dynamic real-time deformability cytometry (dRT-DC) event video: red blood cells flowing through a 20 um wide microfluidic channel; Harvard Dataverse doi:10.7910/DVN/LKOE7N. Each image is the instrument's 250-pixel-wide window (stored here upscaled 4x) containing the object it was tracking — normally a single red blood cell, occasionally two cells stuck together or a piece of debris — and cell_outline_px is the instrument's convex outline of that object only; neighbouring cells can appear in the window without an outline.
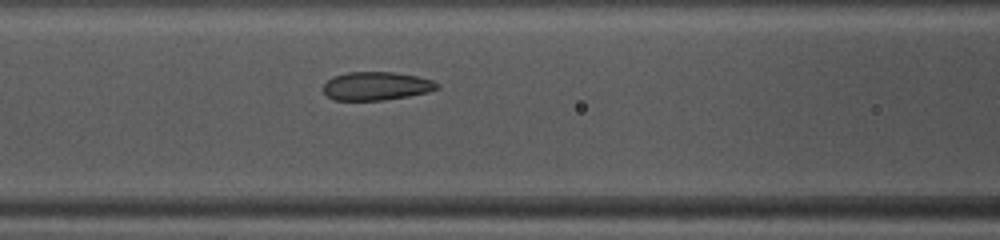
{"species": "common noctule bat (a hibernating species)", "species_latin": "Nyctalus noctula", "temperature_condition": "warm", "stored_images_in_passage": 39, "camera_frame_rate_fps": 3000, "um_per_image_px": 0.085, "animal": {"sex": "female", "body_mass_g": 10.0, "forearm_length_mm": 53.1}, "frame": {"image": 1, "passage_image": 10, "time_ms": 3.0, "image_size_px": [1000, 240], "cell_outline_px": [[440, 88], [428, 92], [408, 96], [384, 100], [332, 100], [324, 92], [324, 84], [332, 76], [348, 72], [392, 72], [416, 76], [432, 80], [440, 84]], "centroid_in_image_um": [31.99, 7.31], "position_along_channel_um": 134.6, "area_um2": 18.84}}
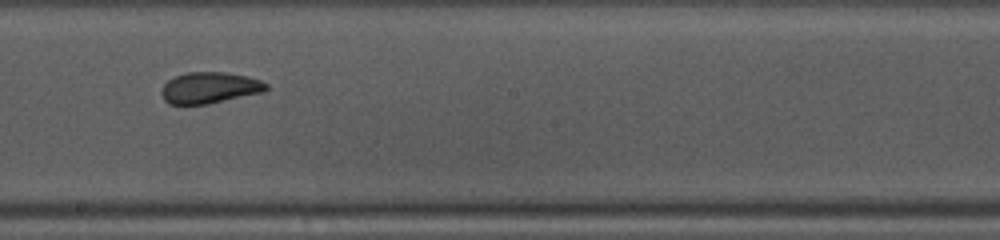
{"frame": {"image": 2, "passage_image": 17, "time_ms": 5.333, "image_size_px": [1000, 240], "cell_outline_px": [[268, 88], [264, 92], [208, 104], [168, 104], [164, 100], [160, 92], [164, 84], [168, 80], [176, 76], [188, 72], [224, 72], [248, 76], [260, 80], [268, 84]], "centroid_in_image_um": [17.82, 7.46], "position_along_channel_um": 230.4, "area_um2": 19.13}}
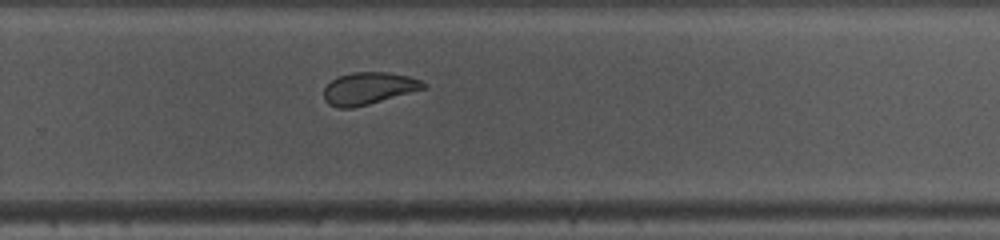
{"frame": {"image": 3, "passage_image": 22, "time_ms": 7.0, "image_size_px": [1000, 240], "cell_outline_px": [[428, 88], [368, 104], [352, 108], [336, 108], [328, 104], [324, 100], [324, 88], [332, 80], [340, 76], [352, 72], [388, 72], [408, 76], [420, 80], [428, 84]], "centroid_in_image_um": [31.35, 7.51], "position_along_channel_um": 298.4, "area_um2": 18.73}, "authors_computed_cell_mechanics": {"area_um2": 20.23, "velocity_mm_per_s": 4.1116, "shape_relaxation_time_tau1_ms": 11.1915, "shape_relaxation_time_tau2_ms": 0.9602, "deformation_change_tau1": 0.2101, "deformation_change_tau2": 0.0472}}